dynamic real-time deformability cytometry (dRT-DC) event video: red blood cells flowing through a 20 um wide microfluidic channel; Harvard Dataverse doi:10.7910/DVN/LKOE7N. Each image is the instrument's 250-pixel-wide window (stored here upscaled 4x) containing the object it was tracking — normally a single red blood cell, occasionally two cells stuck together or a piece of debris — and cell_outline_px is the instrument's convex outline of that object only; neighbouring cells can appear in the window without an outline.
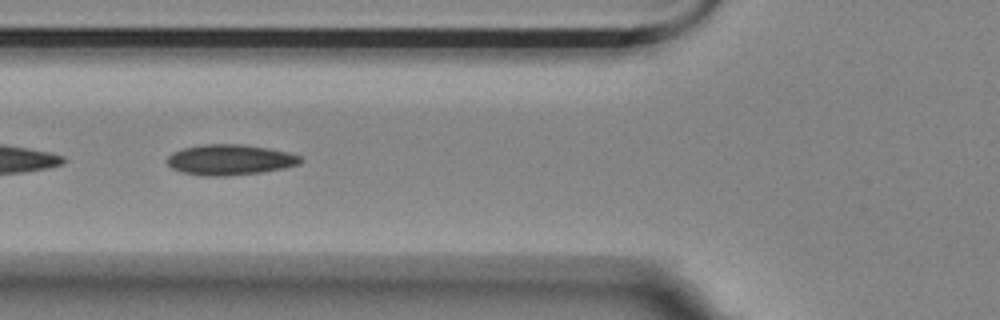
{"species": "Egyptian fruit bat (a non-hibernating species)", "species_latin": "Rousettus aegyptiacus", "temperature_condition": "room temperature", "stored_images_in_passage": 39, "camera_frame_rate_fps": 3000, "um_per_image_px": 0.085, "animal": {"sex": "female"}, "frame": {"image": 1, "passage_image": 11, "time_ms": 3.333, "image_size_px": [1000, 320], "cell_outline_px": [[304, 160], [300, 164], [284, 168], [260, 172], [224, 176], [204, 176], [180, 172], [172, 168], [164, 160], [172, 152], [184, 148], [204, 144], [244, 144], [268, 148], [288, 152], [300, 156]], "centroid_in_image_um": [19.53, 13.58], "position_along_channel_um": 106.3, "area_um2": 23.87}}
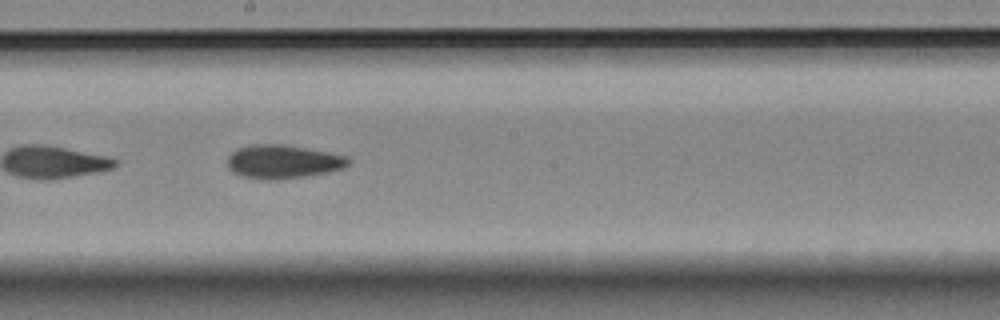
{"frame": {"image": 2, "passage_image": 21, "time_ms": 6.667, "image_size_px": [1000, 320], "cell_outline_px": [[348, 164], [344, 168], [328, 172], [304, 176], [272, 180], [268, 180], [244, 176], [232, 172], [228, 168], [228, 156], [236, 148], [252, 144], [284, 144], [328, 152], [348, 156]], "centroid_in_image_um": [24.03, 13.73], "position_along_channel_um": 224.2, "area_um2": 23.58}}
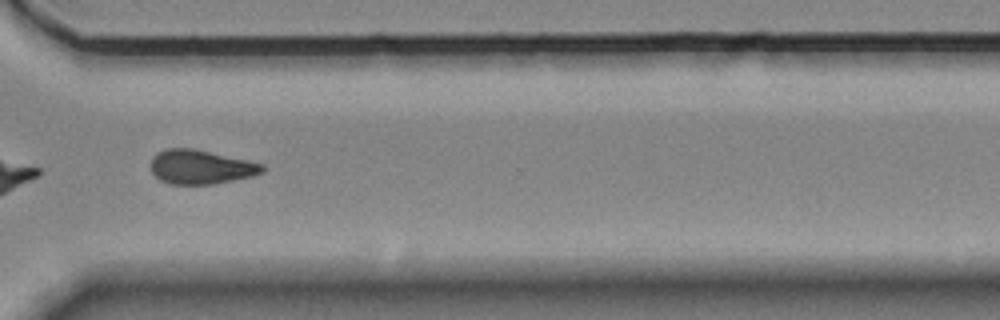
{"frame": {"image": 3, "passage_image": 32, "time_ms": 10.333, "image_size_px": [1000, 320], "cell_outline_px": [[264, 172], [252, 176], [216, 184], [172, 184], [160, 180], [152, 172], [152, 156], [156, 152], [168, 148], [192, 148], [264, 164]], "centroid_in_image_um": [17.06, 14.19], "position_along_channel_um": 353.5, "area_um2": 22.08}, "authors_computed_cell_mechanics": {"area_um2": 23.0044, "velocity_mm_per_s": 3.5329, "shape_relaxation_time_tau1_ms": 7.8212, "shape_relaxation_time_tau2_ms": 11.1282, "deformation_change_tau1": 0.1391, "deformation_change_tau2": 0.1601}}